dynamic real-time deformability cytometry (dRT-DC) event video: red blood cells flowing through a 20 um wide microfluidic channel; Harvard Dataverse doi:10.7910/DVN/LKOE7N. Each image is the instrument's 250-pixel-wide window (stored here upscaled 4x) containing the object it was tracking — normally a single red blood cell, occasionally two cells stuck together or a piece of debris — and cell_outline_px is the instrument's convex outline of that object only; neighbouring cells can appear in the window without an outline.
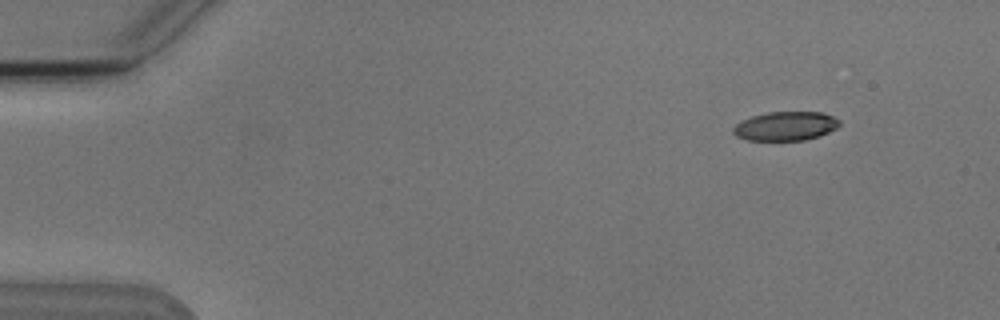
{"species": "Egyptian fruit bat (a non-hibernating species)", "species_latin": "Rousettus aegyptiacus", "temperature_condition": "cold", "stored_images_in_passage": 5, "camera_frame_rate_fps": 3000, "um_per_image_px": 0.085, "animal": {"sex": "male"}, "frame": {"image": 1, "passage_image": 2, "time_ms": 1.0, "image_size_px": [1000, 320], "cell_outline_px": [[840, 124], [836, 128], [820, 136], [804, 140], [748, 140], [736, 136], [732, 132], [732, 128], [740, 120], [752, 116], [768, 112], [824, 112], [840, 120]], "centroid_in_image_um": [66.76, 10.71], "position_along_channel_um": 18.2, "area_um2": 18.03}}